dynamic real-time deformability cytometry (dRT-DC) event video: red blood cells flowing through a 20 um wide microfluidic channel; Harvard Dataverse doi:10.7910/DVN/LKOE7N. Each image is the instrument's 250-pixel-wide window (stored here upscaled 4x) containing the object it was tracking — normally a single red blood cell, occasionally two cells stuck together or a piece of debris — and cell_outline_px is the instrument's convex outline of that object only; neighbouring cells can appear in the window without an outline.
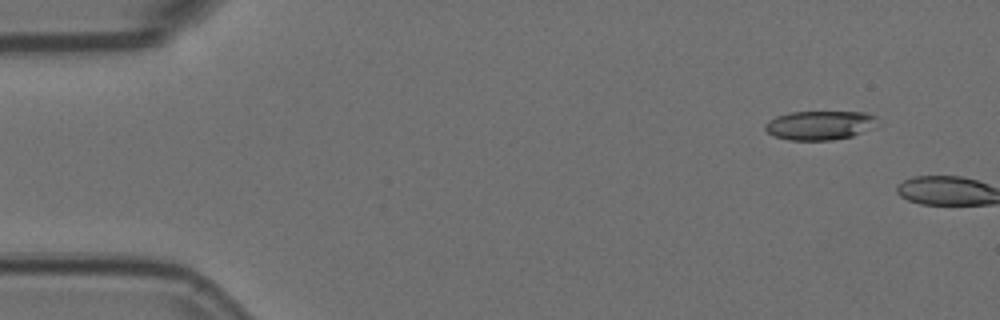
{"species": "Egyptian fruit bat (a non-hibernating species)", "species_latin": "Rousettus aegyptiacus", "temperature_condition": "room temperature", "stored_images_in_passage": 3, "camera_frame_rate_fps": 3000, "um_per_image_px": 0.085, "animal": {"sex": "female"}, "frame": {"image": 1, "passage_image": 2, "time_ms": 0.333, "image_size_px": [1000, 320], "cell_outline_px": [[884, 124], [876, 128], [852, 136], [832, 140], [788, 140], [772, 136], [764, 128], [764, 124], [776, 116], [788, 112], [864, 112], [876, 116]], "centroid_in_image_um": [69.77, 10.65], "position_along_channel_um": 15.2, "area_um2": 19.59}}